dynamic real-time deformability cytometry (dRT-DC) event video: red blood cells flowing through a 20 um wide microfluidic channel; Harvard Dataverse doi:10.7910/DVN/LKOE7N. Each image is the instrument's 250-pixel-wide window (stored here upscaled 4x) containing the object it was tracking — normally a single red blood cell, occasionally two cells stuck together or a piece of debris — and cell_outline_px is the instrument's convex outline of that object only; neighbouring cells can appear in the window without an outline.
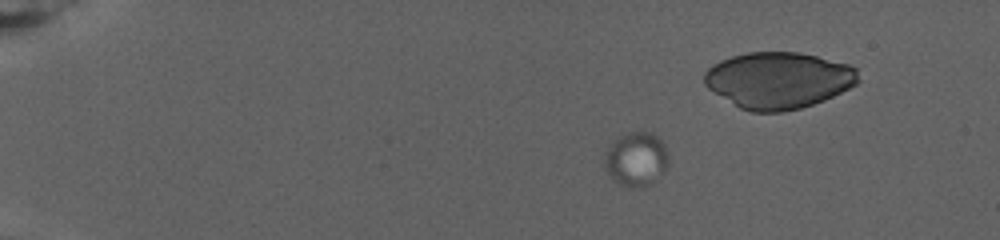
{"species": "human", "species_latin": "Homo sapiens", "temperature_condition": "warm", "stored_images_in_passage": 39, "segment_of_instrument_passage": [1, 2], "camera_frame_rate_fps": 3000, "um_per_image_px": 0.085, "donor": {"sex": "female"}, "frame": {"image": 1, "passage_image": 1, "time_ms": 0.0, "image_size_px": [1000, 240], "cell_outline_px": [[668, 164], [644, 188], [632, 188], [620, 184], [608, 172], [604, 160], [604, 152], [620, 136], [632, 132], [652, 132], [664, 144], [668, 152]], "centroid_in_image_um": [54.07, 13.51], "position_along_channel_um": 30.9, "area_um2": 19.59}}